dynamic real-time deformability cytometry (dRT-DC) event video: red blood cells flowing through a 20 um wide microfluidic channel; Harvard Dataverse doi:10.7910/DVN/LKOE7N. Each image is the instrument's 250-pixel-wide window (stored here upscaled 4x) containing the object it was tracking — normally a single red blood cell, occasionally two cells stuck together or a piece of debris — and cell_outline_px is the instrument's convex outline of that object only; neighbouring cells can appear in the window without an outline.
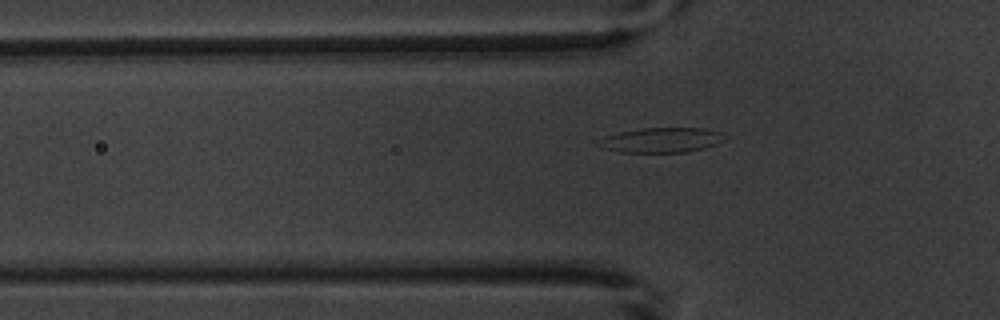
{"species": "common noctule bat (a hibernating species)", "species_latin": "Nyctalus noctula", "temperature_condition": "warm", "stored_images_in_passage": 2, "camera_frame_rate_fps": 3000, "um_per_image_px": 0.085, "animal": {"sex": "male", "body_mass_g": 20.1, "forearm_length_mm": 53.5}, "frame": {"image": 1, "passage_image": 2, "time_ms": 2.0, "image_size_px": [1000, 320], "cell_outline_px": [[728, 140], [704, 148], [688, 152], [620, 152], [604, 148], [604, 136], [620, 132], [640, 128], [708, 128], [720, 132]], "centroid_in_image_um": [56.36, 11.9], "position_along_channel_um": 69.4, "area_um2": 18.03}}